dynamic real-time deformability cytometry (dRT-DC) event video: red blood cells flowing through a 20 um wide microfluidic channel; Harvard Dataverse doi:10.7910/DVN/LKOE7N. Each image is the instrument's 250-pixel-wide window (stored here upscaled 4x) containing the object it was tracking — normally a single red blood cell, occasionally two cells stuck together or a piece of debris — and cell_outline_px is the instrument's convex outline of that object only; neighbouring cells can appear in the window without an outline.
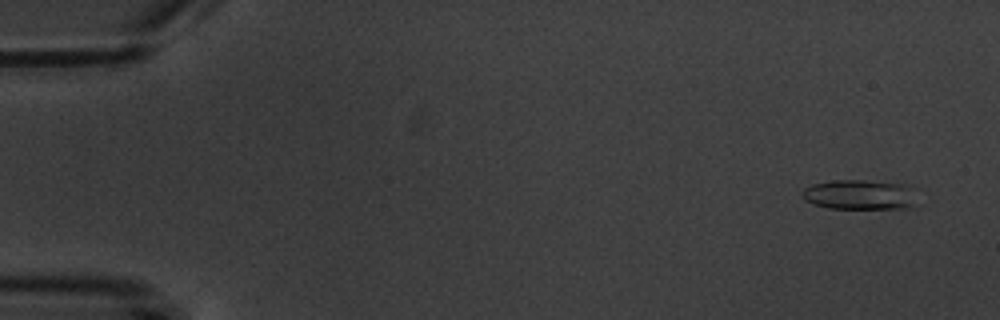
{"species": "common noctule bat (a hibernating species)", "species_latin": "Nyctalus noctula", "temperature_condition": "warm", "stored_images_in_passage": 4, "camera_frame_rate_fps": 3000, "um_per_image_px": 0.085, "animal": {"sex": "male", "body_mass_g": 20.1, "forearm_length_mm": 53.5}, "frame": {"image": 1, "passage_image": 1, "time_ms": 0.0, "image_size_px": [1000, 320], "cell_outline_px": [[916, 208], [828, 208], [812, 204], [804, 200], [800, 196], [800, 192], [804, 188], [812, 184], [832, 180], [864, 180], [904, 184], [908, 188]], "centroid_in_image_um": [72.95, 16.55], "position_along_channel_um": 12.1, "area_um2": 19.88}}
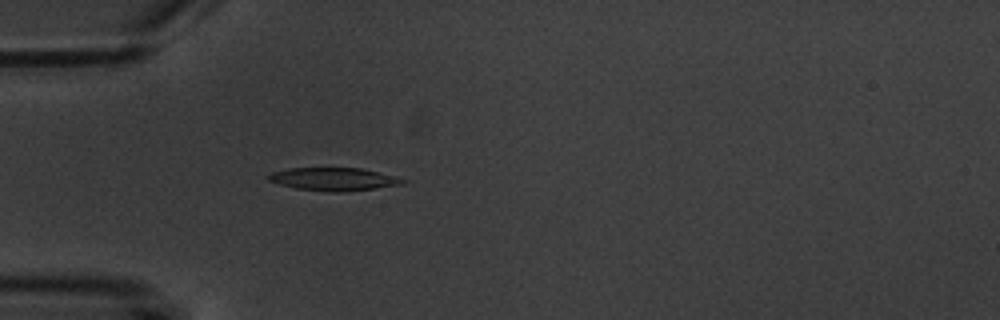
{"frame": {"image": 2, "passage_image": 4, "time_ms": 4.667, "image_size_px": [1000, 320], "cell_outline_px": [[408, 180], [404, 184], [376, 188], [336, 192], [332, 192], [296, 188], [280, 184], [268, 180], [268, 176], [272, 172], [288, 168], [360, 168], [380, 172], [396, 176]], "centroid_in_image_um": [28.41, 15.22], "position_along_channel_um": 56.6, "area_um2": 17.86}}